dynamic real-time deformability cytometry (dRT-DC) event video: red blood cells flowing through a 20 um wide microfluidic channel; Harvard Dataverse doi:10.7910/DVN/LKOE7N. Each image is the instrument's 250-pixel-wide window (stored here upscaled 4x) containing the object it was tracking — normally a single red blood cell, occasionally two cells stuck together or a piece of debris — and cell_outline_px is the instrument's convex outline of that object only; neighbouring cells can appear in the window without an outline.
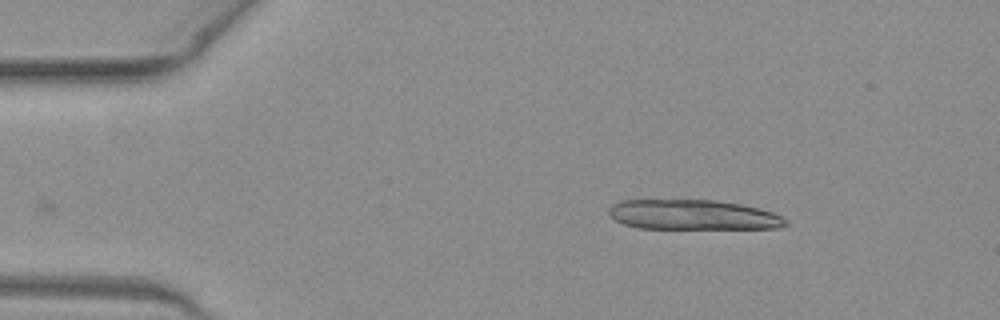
{"species": "common noctule bat (a hibernating species)", "species_latin": "Nyctalus noctula", "temperature_condition": "warm", "stored_images_in_passage": 15, "camera_frame_rate_fps": 3000, "um_per_image_px": 0.085, "animal": {"sex": "female", "body_mass_g": 19.3, "forearm_length_mm": 54.1}, "frame": {"image": 1, "passage_image": 1, "time_ms": 0.0, "image_size_px": [1000, 320], "cell_outline_px": [[788, 224], [780, 228], [636, 228], [624, 224], [616, 220], [608, 212], [608, 208], [612, 204], [620, 200], [716, 200], [740, 204], [760, 208], [772, 212], [788, 220]], "centroid_in_image_um": [58.9, 18.25], "position_along_channel_um": 26.1, "area_um2": 30.87}}